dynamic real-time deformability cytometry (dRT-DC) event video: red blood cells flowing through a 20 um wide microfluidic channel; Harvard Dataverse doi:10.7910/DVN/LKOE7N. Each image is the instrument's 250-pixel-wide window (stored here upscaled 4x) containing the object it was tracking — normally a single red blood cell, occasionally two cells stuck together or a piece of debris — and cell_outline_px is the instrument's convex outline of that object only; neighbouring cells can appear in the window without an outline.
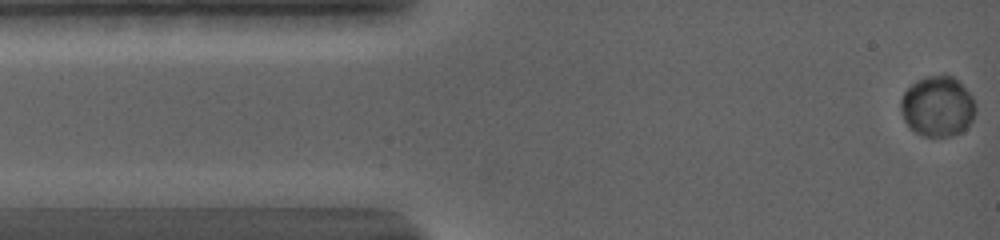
{"species": "common noctule bat (a hibernating species)", "species_latin": "Nyctalus noctula", "temperature_condition": "warm", "stored_images_in_passage": 27, "camera_frame_rate_fps": 5000, "um_per_image_px": 0.085, "animal": {"sex": "female", "body_mass_g": 19.0, "forearm_length_mm": 56.7}, "frame": {"image": 1, "passage_image": 1, "time_ms": 0.0, "image_size_px": [1000, 240], "cell_outline_px": [[976, 112], [972, 120], [960, 132], [948, 136], [924, 136], [916, 132], [904, 120], [900, 108], [900, 100], [904, 92], [916, 80], [928, 76], [952, 76], [972, 96], [976, 104]], "centroid_in_image_um": [79.68, 9.04], "position_along_channel_um": 5.3, "area_um2": 25.95}}
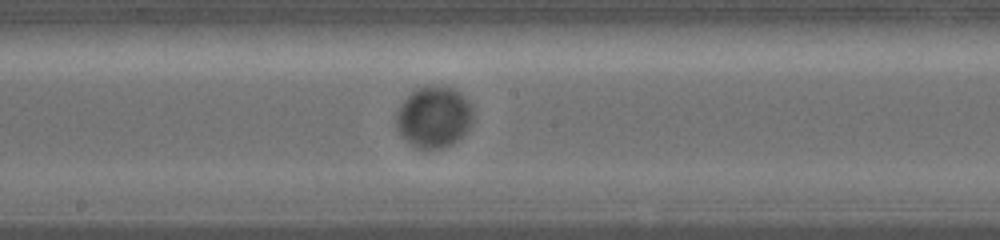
{"frame": {"image": 2, "passage_image": 13, "time_ms": 8.0, "image_size_px": [1000, 240], "cell_outline_px": [[472, 120], [468, 128], [452, 144], [440, 148], [416, 148], [396, 128], [396, 112], [404, 100], [416, 88], [452, 88], [472, 108]], "centroid_in_image_um": [36.84, 9.98], "position_along_channel_um": 211.4, "area_um2": 26.24}}
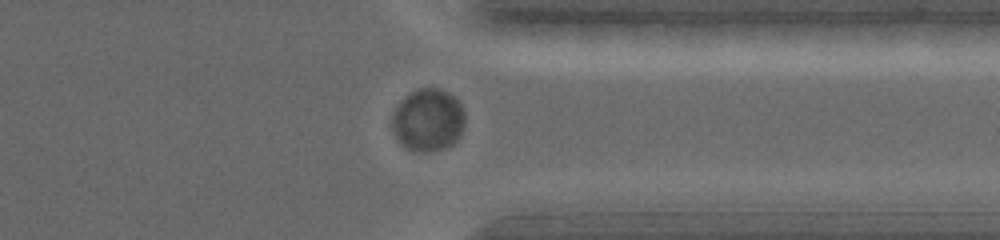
{"frame": {"image": 3, "passage_image": 23, "time_ms": 12.6, "image_size_px": [1000, 240], "cell_outline_px": [[464, 124], [460, 136], [452, 144], [444, 148], [424, 152], [408, 148], [396, 136], [392, 128], [392, 116], [396, 108], [412, 92], [420, 88], [436, 88], [448, 92], [460, 100], [464, 108]], "centroid_in_image_um": [36.44, 10.18], "position_along_channel_um": 375.0, "area_um2": 26.13}}